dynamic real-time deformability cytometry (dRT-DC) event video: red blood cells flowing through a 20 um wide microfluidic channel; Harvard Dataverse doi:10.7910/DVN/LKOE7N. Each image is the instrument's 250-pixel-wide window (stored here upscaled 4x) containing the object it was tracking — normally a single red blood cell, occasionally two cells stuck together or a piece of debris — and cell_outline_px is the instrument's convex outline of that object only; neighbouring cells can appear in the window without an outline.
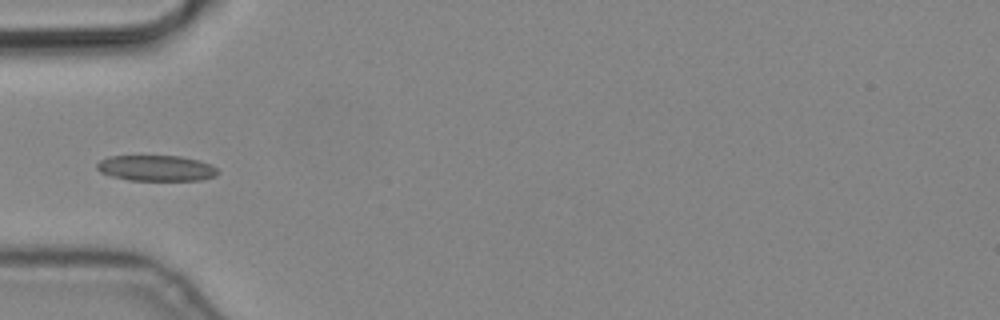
{"species": "common noctule bat (a hibernating species)", "species_latin": "Nyctalus noctula", "temperature_condition": "cold", "stored_images_in_passage": 4, "camera_frame_rate_fps": 3000, "um_per_image_px": 0.085, "animal": {"sex": "male", "body_mass_g": 19.2, "forearm_length_mm": 51.8}, "frame": {"image": 1, "passage_image": 4, "time_ms": 1.0, "image_size_px": [1000, 320], "cell_outline_px": [[220, 172], [216, 176], [200, 180], [128, 180], [112, 176], [100, 172], [96, 168], [96, 164], [100, 160], [108, 156], [180, 156], [200, 160], [216, 168]], "centroid_in_image_um": [13.27, 14.29], "position_along_channel_um": 71.7, "area_um2": 18.15}}